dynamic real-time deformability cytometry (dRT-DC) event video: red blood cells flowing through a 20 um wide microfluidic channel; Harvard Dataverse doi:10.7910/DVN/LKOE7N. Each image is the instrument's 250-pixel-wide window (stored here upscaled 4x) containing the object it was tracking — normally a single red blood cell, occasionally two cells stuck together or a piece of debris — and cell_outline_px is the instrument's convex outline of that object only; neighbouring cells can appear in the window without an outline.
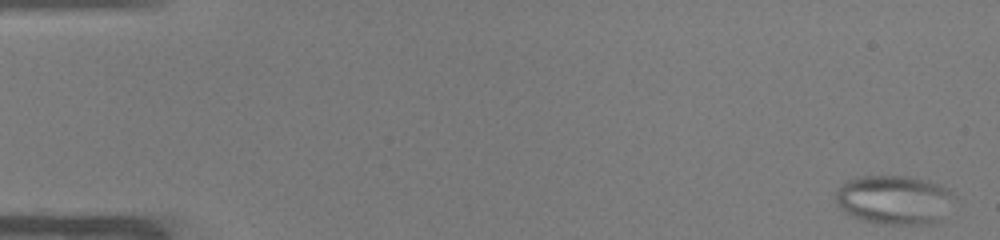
{"species": "common noctule bat (a hibernating species)", "species_latin": "Nyctalus noctula", "temperature_condition": "warm", "stored_images_in_passage": 51, "segment_of_instrument_passage": [1, 2], "camera_frame_rate_fps": 3000, "um_per_image_px": 0.085, "animal": {"sex": "male", "body_mass_g": 19.0, "forearm_length_mm": 50.8}, "frame": {"image": 1, "passage_image": 1, "time_ms": 0.0, "image_size_px": [1000, 240], "cell_outline_px": [[956, 196], [940, 220], [932, 224], [892, 224], [864, 220], [852, 216], [836, 204], [836, 192], [848, 180], [856, 176], [908, 176], [928, 180], [948, 188]], "centroid_in_image_um": [76.04, 16.97], "position_along_channel_um": 9.0, "area_um2": 33.76}}